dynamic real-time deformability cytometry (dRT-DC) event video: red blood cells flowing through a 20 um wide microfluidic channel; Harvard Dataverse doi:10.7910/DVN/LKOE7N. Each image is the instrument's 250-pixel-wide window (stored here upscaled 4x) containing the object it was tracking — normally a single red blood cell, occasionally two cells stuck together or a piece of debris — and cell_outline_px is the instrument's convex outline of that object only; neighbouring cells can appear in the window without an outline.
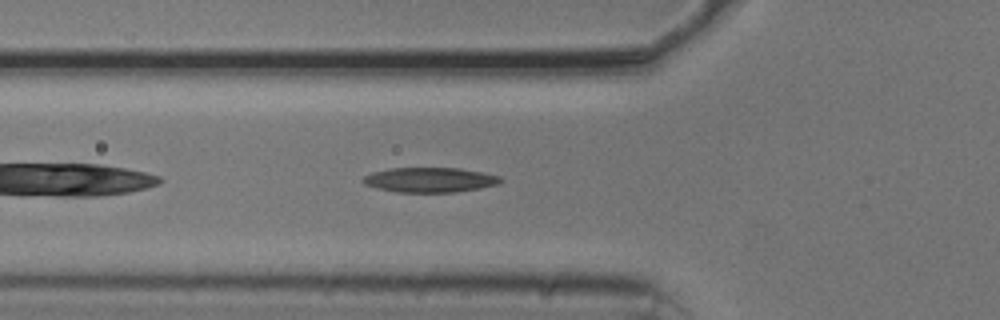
{"species": "common noctule bat (a hibernating species)", "species_latin": "Nyctalus noctula", "temperature_condition": "cold", "stored_images_in_passage": 33, "camera_frame_rate_fps": 3000, "um_per_image_px": 0.085, "animal": {"sex": "male", "body_mass_g": 20.5, "forearm_length_mm": 52.5}, "frame": {"image": 1, "passage_image": 3, "time_ms": 0.667, "image_size_px": [1000, 320], "cell_outline_px": [[504, 180], [500, 184], [480, 188], [456, 192], [396, 192], [376, 188], [364, 184], [360, 180], [364, 176], [372, 172], [392, 168], [460, 168], [500, 176]], "centroid_in_image_um": [36.53, 15.29], "position_along_channel_um": 89.3, "area_um2": 20.0}}
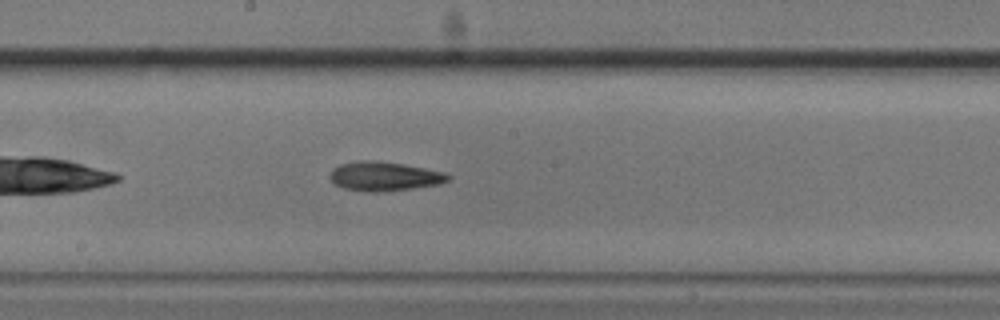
{"frame": {"image": 2, "passage_image": 13, "time_ms": 4.0, "image_size_px": [1000, 320], "cell_outline_px": [[452, 176], [448, 180], [440, 184], [412, 188], [380, 192], [368, 192], [344, 188], [336, 184], [328, 176], [332, 168], [340, 164], [360, 160], [376, 160], [404, 164], [444, 172]], "centroid_in_image_um": [32.65, 14.97], "position_along_channel_um": 215.5, "area_um2": 20.11}}
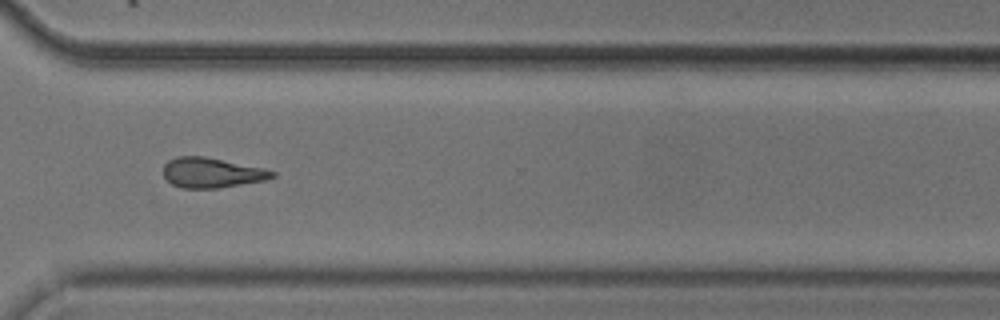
{"frame": {"image": 3, "passage_image": 24, "time_ms": 7.667, "image_size_px": [1000, 320], "cell_outline_px": [[276, 176], [264, 180], [216, 188], [180, 188], [172, 184], [164, 176], [164, 164], [168, 160], [176, 156], [204, 156], [264, 168], [276, 172]], "centroid_in_image_um": [17.98, 14.67], "position_along_channel_um": 352.6, "area_um2": 18.96}}